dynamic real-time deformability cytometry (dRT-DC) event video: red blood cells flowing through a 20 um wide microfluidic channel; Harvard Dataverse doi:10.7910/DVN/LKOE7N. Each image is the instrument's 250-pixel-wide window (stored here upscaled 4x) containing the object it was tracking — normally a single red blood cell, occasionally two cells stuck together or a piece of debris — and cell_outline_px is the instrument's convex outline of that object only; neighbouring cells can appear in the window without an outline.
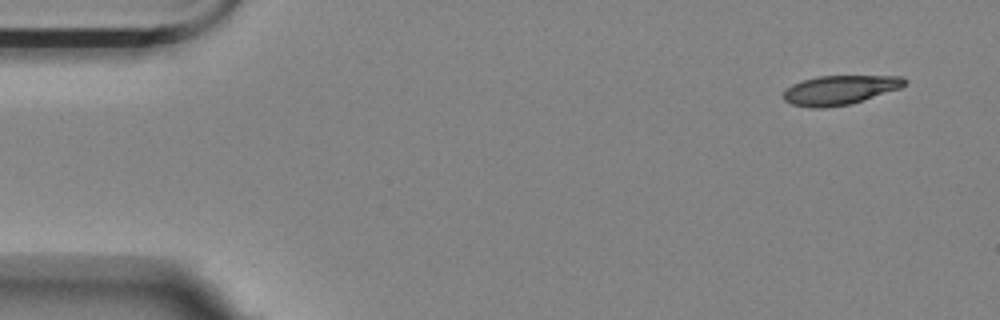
{"species": "Egyptian fruit bat (a non-hibernating species)", "species_latin": "Rousettus aegyptiacus", "temperature_condition": "room temperature", "stored_images_in_passage": 6, "camera_frame_rate_fps": 3000, "um_per_image_px": 0.085, "animal": {"sex": "female"}, "frame": {"image": 1, "passage_image": 1, "time_ms": 0.0, "image_size_px": [1000, 320], "cell_outline_px": [[908, 84], [900, 88], [848, 104], [820, 108], [812, 108], [792, 104], [784, 100], [784, 92], [792, 84], [804, 80], [820, 76], [904, 76], [908, 80]], "centroid_in_image_um": [71.42, 7.63], "position_along_channel_um": 13.6, "area_um2": 20.35}}